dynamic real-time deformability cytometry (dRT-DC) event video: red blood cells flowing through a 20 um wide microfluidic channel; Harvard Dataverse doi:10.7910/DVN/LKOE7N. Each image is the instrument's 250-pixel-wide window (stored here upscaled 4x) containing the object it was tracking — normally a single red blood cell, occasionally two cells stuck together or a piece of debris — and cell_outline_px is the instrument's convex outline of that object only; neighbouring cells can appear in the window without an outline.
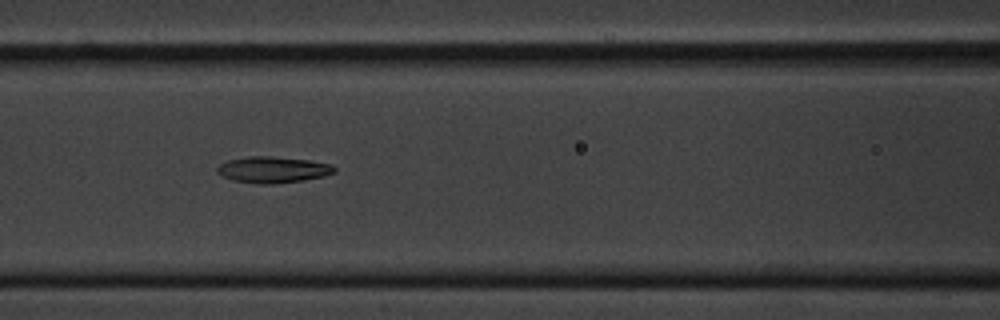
{"species": "common noctule bat (a hibernating species)", "species_latin": "Nyctalus noctula", "temperature_condition": "cold", "stored_images_in_passage": 11, "camera_frame_rate_fps": 3000, "um_per_image_px": 0.085, "animal": {"sex": "male", "body_mass_g": 20.1, "forearm_length_mm": 53.5}, "frame": {"image": 1, "passage_image": 7, "time_ms": 7.667, "image_size_px": [1000, 320], "cell_outline_px": [[336, 172], [324, 176], [304, 180], [272, 184], [256, 184], [232, 180], [220, 176], [216, 172], [216, 168], [220, 164], [228, 160], [248, 156], [268, 156], [308, 160], [332, 164], [336, 168]], "centroid_in_image_um": [23.17, 14.43], "position_along_channel_um": 143.4, "area_um2": 18.09}}
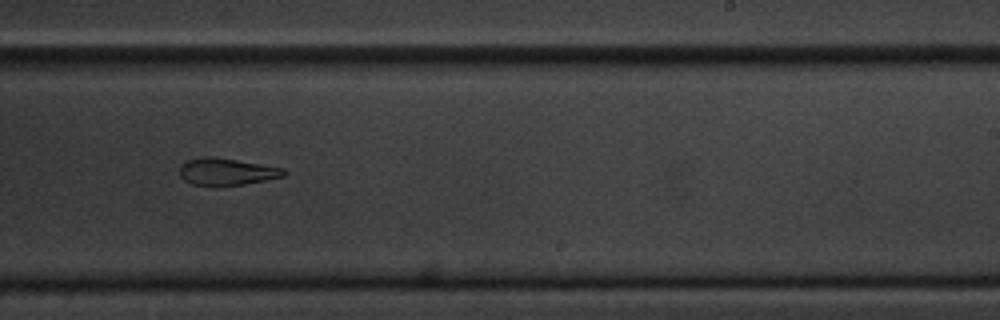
{"frame": {"image": 2, "passage_image": 10, "time_ms": 11.333, "image_size_px": [1000, 320], "cell_outline_px": [[288, 172], [284, 176], [244, 184], [192, 184], [184, 180], [180, 176], [180, 164], [184, 160], [204, 156], [212, 156], [284, 168]], "centroid_in_image_um": [19.24, 14.56], "position_along_channel_um": 269.8, "area_um2": 16.13}}
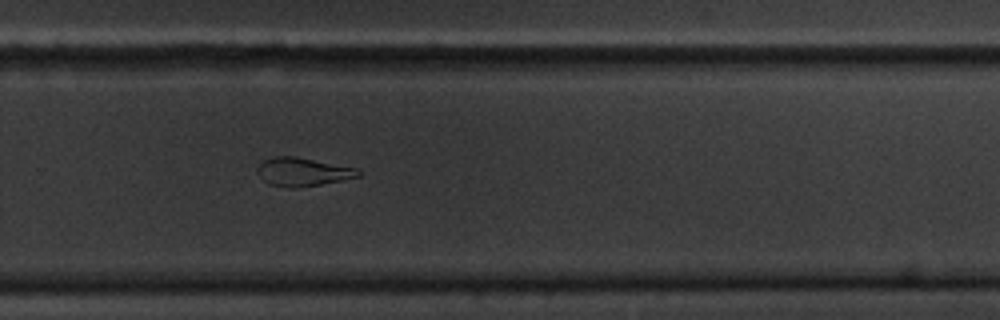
{"frame": {"image": 3, "passage_image": 11, "time_ms": 12.333, "image_size_px": [1000, 320], "cell_outline_px": [[364, 172], [360, 176], [320, 184], [296, 188], [292, 188], [268, 184], [256, 172], [256, 168], [264, 160], [272, 156], [296, 156], [360, 168]], "centroid_in_image_um": [25.76, 14.59], "position_along_channel_um": 304.0, "area_um2": 16.94}}